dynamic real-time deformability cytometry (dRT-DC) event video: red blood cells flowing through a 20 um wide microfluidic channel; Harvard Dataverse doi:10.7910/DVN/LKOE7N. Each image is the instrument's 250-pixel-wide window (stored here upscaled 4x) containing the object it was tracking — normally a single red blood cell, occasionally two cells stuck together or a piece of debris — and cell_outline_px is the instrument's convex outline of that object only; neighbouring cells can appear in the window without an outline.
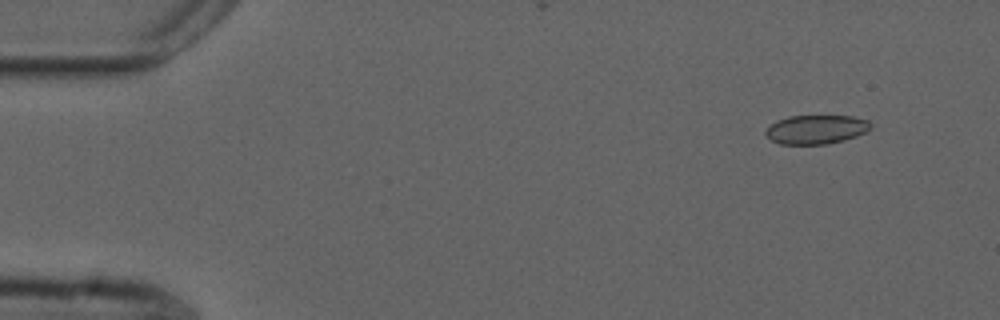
{"species": "common noctule bat (a hibernating species)", "species_latin": "Nyctalus noctula", "temperature_condition": "cold", "stored_images_in_passage": 4, "camera_frame_rate_fps": 3000, "um_per_image_px": 0.085, "animal": {"sex": "male", "forearm_length_mm": 52.5}, "frame": {"image": 1, "passage_image": 1, "time_ms": 0.0, "image_size_px": [1000, 320], "cell_outline_px": [[872, 128], [868, 132], [844, 140], [828, 144], [780, 144], [772, 140], [764, 132], [776, 120], [788, 116], [852, 116], [868, 120], [872, 124]], "centroid_in_image_um": [69.42, 11.0], "position_along_channel_um": 15.6, "area_um2": 17.8}}
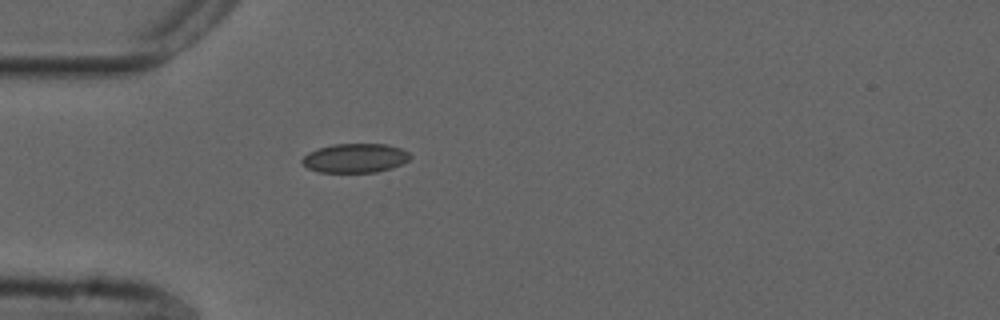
{"frame": {"image": 2, "passage_image": 4, "time_ms": 1.0, "image_size_px": [1000, 320], "cell_outline_px": [[412, 156], [408, 160], [392, 168], [376, 172], [320, 172], [308, 168], [300, 160], [308, 152], [332, 144], [388, 144], [400, 148], [408, 152]], "centroid_in_image_um": [30.19, 13.43], "position_along_channel_um": 54.8, "area_um2": 18.26}}